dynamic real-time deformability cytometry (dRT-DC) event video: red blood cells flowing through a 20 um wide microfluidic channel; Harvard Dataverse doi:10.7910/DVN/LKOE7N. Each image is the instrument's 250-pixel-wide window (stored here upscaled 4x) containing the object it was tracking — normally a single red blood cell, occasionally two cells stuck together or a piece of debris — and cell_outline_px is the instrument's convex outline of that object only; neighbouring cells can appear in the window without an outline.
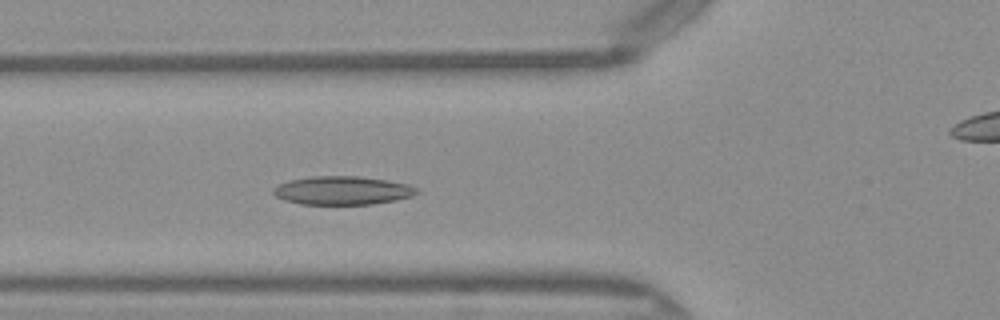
{"species": "Egyptian fruit bat (a non-hibernating species)", "species_latin": "Rousettus aegyptiacus", "temperature_condition": "warm", "stored_images_in_passage": 49, "camera_frame_rate_fps": 3000, "um_per_image_px": 0.085, "frame": {"image": 1, "passage_image": 17, "time_ms": 5.333, "image_size_px": [1000, 320], "cell_outline_px": [[420, 192], [412, 196], [396, 200], [372, 204], [300, 204], [284, 200], [276, 196], [272, 192], [272, 188], [288, 180], [312, 176], [360, 176], [388, 180], [408, 184], [416, 188]], "centroid_in_image_um": [29.1, 16.18], "position_along_channel_um": 96.7, "area_um2": 23.93}}
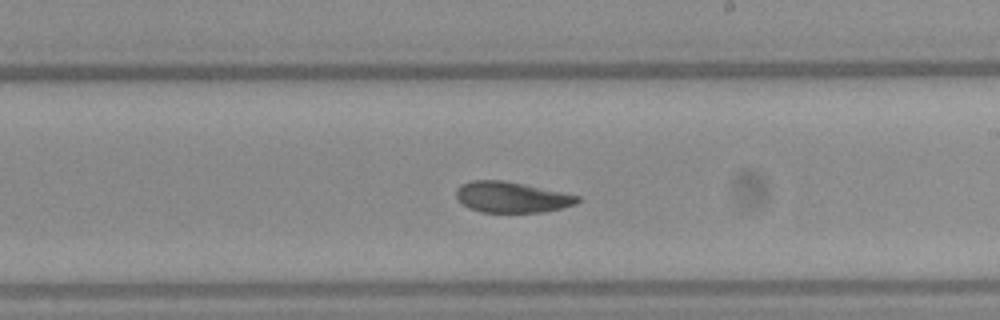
{"frame": {"image": 2, "passage_image": 28, "time_ms": 9.0, "image_size_px": [1000, 320], "cell_outline_px": [[580, 200], [576, 204], [544, 212], [480, 212], [468, 208], [456, 196], [456, 188], [460, 184], [472, 180], [500, 180], [524, 184], [580, 196]], "centroid_in_image_um": [43.47, 16.76], "position_along_channel_um": 245.5, "area_um2": 21.68}}
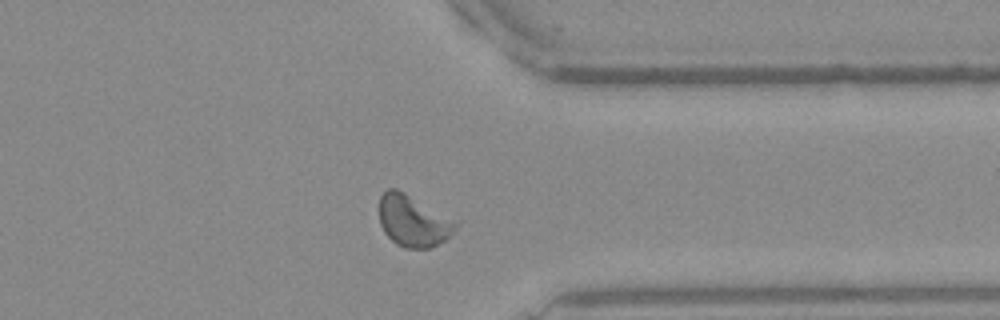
{"frame": {"image": 3, "passage_image": 38, "time_ms": 12.333, "image_size_px": [1000, 320], "cell_outline_px": [[460, 224], [444, 240], [428, 248], [404, 248], [396, 244], [384, 232], [380, 224], [380, 196], [388, 188], [396, 188], [460, 220]], "centroid_in_image_um": [35.16, 18.75], "position_along_channel_um": 376.2, "area_um2": 23.18}, "authors_computed_cell_mechanics": {"area_um2": 23.2934, "velocity_mm_per_s": 4.0466, "shape_relaxation_time_tau1_ms": 10.5085, "shape_relaxation_time_tau2_ms": 2.9952, "deformation_change_tau1": 0.2138, "deformation_change_tau2": 0.0859}}